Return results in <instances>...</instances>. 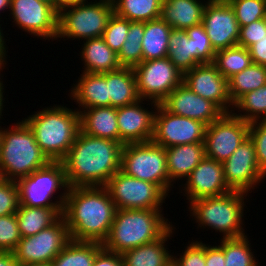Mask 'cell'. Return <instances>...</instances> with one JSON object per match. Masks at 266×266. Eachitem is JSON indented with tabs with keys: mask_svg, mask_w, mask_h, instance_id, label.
Instances as JSON below:
<instances>
[{
	"mask_svg": "<svg viewBox=\"0 0 266 266\" xmlns=\"http://www.w3.org/2000/svg\"><path fill=\"white\" fill-rule=\"evenodd\" d=\"M123 144L79 131L61 161L69 187L105 186L121 170Z\"/></svg>",
	"mask_w": 266,
	"mask_h": 266,
	"instance_id": "obj_1",
	"label": "cell"
},
{
	"mask_svg": "<svg viewBox=\"0 0 266 266\" xmlns=\"http://www.w3.org/2000/svg\"><path fill=\"white\" fill-rule=\"evenodd\" d=\"M116 210L105 186L69 187L62 216L71 240L103 244Z\"/></svg>",
	"mask_w": 266,
	"mask_h": 266,
	"instance_id": "obj_2",
	"label": "cell"
},
{
	"mask_svg": "<svg viewBox=\"0 0 266 266\" xmlns=\"http://www.w3.org/2000/svg\"><path fill=\"white\" fill-rule=\"evenodd\" d=\"M24 121L50 162H61L65 158L80 131L78 110L61 105L34 112L25 117Z\"/></svg>",
	"mask_w": 266,
	"mask_h": 266,
	"instance_id": "obj_3",
	"label": "cell"
},
{
	"mask_svg": "<svg viewBox=\"0 0 266 266\" xmlns=\"http://www.w3.org/2000/svg\"><path fill=\"white\" fill-rule=\"evenodd\" d=\"M158 209H117L103 247L120 253L159 239L171 226Z\"/></svg>",
	"mask_w": 266,
	"mask_h": 266,
	"instance_id": "obj_4",
	"label": "cell"
},
{
	"mask_svg": "<svg viewBox=\"0 0 266 266\" xmlns=\"http://www.w3.org/2000/svg\"><path fill=\"white\" fill-rule=\"evenodd\" d=\"M9 129L3 127L0 167L7 180L17 181L45 167L50 161L38 146L28 124L21 120Z\"/></svg>",
	"mask_w": 266,
	"mask_h": 266,
	"instance_id": "obj_5",
	"label": "cell"
},
{
	"mask_svg": "<svg viewBox=\"0 0 266 266\" xmlns=\"http://www.w3.org/2000/svg\"><path fill=\"white\" fill-rule=\"evenodd\" d=\"M247 194L231 191L221 196L197 199L189 203L190 216L194 217L198 228L211 227L222 233L223 239L245 236L242 218Z\"/></svg>",
	"mask_w": 266,
	"mask_h": 266,
	"instance_id": "obj_6",
	"label": "cell"
},
{
	"mask_svg": "<svg viewBox=\"0 0 266 266\" xmlns=\"http://www.w3.org/2000/svg\"><path fill=\"white\" fill-rule=\"evenodd\" d=\"M112 0L79 1L58 10V38L88 40L102 37L113 14Z\"/></svg>",
	"mask_w": 266,
	"mask_h": 266,
	"instance_id": "obj_7",
	"label": "cell"
},
{
	"mask_svg": "<svg viewBox=\"0 0 266 266\" xmlns=\"http://www.w3.org/2000/svg\"><path fill=\"white\" fill-rule=\"evenodd\" d=\"M20 205L28 207L63 208L68 192L65 169L62 162H49L29 176L16 181ZM64 190L52 202L54 193ZM51 199V200H50ZM59 200V201H58Z\"/></svg>",
	"mask_w": 266,
	"mask_h": 266,
	"instance_id": "obj_8",
	"label": "cell"
},
{
	"mask_svg": "<svg viewBox=\"0 0 266 266\" xmlns=\"http://www.w3.org/2000/svg\"><path fill=\"white\" fill-rule=\"evenodd\" d=\"M121 171L128 176L156 184L168 196L169 174L165 148L162 146L152 141L123 145Z\"/></svg>",
	"mask_w": 266,
	"mask_h": 266,
	"instance_id": "obj_9",
	"label": "cell"
},
{
	"mask_svg": "<svg viewBox=\"0 0 266 266\" xmlns=\"http://www.w3.org/2000/svg\"><path fill=\"white\" fill-rule=\"evenodd\" d=\"M133 70L139 98L148 102L150 99L151 109H156L173 89L183 83V74L168 57L142 61Z\"/></svg>",
	"mask_w": 266,
	"mask_h": 266,
	"instance_id": "obj_10",
	"label": "cell"
},
{
	"mask_svg": "<svg viewBox=\"0 0 266 266\" xmlns=\"http://www.w3.org/2000/svg\"><path fill=\"white\" fill-rule=\"evenodd\" d=\"M117 209H158L167 195L148 181L117 171L105 185Z\"/></svg>",
	"mask_w": 266,
	"mask_h": 266,
	"instance_id": "obj_11",
	"label": "cell"
},
{
	"mask_svg": "<svg viewBox=\"0 0 266 266\" xmlns=\"http://www.w3.org/2000/svg\"><path fill=\"white\" fill-rule=\"evenodd\" d=\"M70 241L69 229L61 215L52 225L39 233L21 237L13 254L19 266L51 262Z\"/></svg>",
	"mask_w": 266,
	"mask_h": 266,
	"instance_id": "obj_12",
	"label": "cell"
},
{
	"mask_svg": "<svg viewBox=\"0 0 266 266\" xmlns=\"http://www.w3.org/2000/svg\"><path fill=\"white\" fill-rule=\"evenodd\" d=\"M249 125L232 113H224L206 127L205 156L221 163L226 161L249 137Z\"/></svg>",
	"mask_w": 266,
	"mask_h": 266,
	"instance_id": "obj_13",
	"label": "cell"
},
{
	"mask_svg": "<svg viewBox=\"0 0 266 266\" xmlns=\"http://www.w3.org/2000/svg\"><path fill=\"white\" fill-rule=\"evenodd\" d=\"M206 125L203 122L177 116L158 104L154 117L152 142L163 148L204 143Z\"/></svg>",
	"mask_w": 266,
	"mask_h": 266,
	"instance_id": "obj_14",
	"label": "cell"
},
{
	"mask_svg": "<svg viewBox=\"0 0 266 266\" xmlns=\"http://www.w3.org/2000/svg\"><path fill=\"white\" fill-rule=\"evenodd\" d=\"M9 12L16 27L41 39L56 40L58 11L41 0H11Z\"/></svg>",
	"mask_w": 266,
	"mask_h": 266,
	"instance_id": "obj_15",
	"label": "cell"
},
{
	"mask_svg": "<svg viewBox=\"0 0 266 266\" xmlns=\"http://www.w3.org/2000/svg\"><path fill=\"white\" fill-rule=\"evenodd\" d=\"M222 165L225 181L232 191L248 193L266 178L259 169L255 147L250 137Z\"/></svg>",
	"mask_w": 266,
	"mask_h": 266,
	"instance_id": "obj_16",
	"label": "cell"
},
{
	"mask_svg": "<svg viewBox=\"0 0 266 266\" xmlns=\"http://www.w3.org/2000/svg\"><path fill=\"white\" fill-rule=\"evenodd\" d=\"M202 25L215 51L237 45L240 26L227 0H208L203 11Z\"/></svg>",
	"mask_w": 266,
	"mask_h": 266,
	"instance_id": "obj_17",
	"label": "cell"
},
{
	"mask_svg": "<svg viewBox=\"0 0 266 266\" xmlns=\"http://www.w3.org/2000/svg\"><path fill=\"white\" fill-rule=\"evenodd\" d=\"M183 84L197 95L215 103L224 113H231L233 103L228 93V80L213 63L198 64L184 73Z\"/></svg>",
	"mask_w": 266,
	"mask_h": 266,
	"instance_id": "obj_18",
	"label": "cell"
},
{
	"mask_svg": "<svg viewBox=\"0 0 266 266\" xmlns=\"http://www.w3.org/2000/svg\"><path fill=\"white\" fill-rule=\"evenodd\" d=\"M185 180L182 190L188 202L221 196L232 191L225 181L222 163L206 156Z\"/></svg>",
	"mask_w": 266,
	"mask_h": 266,
	"instance_id": "obj_19",
	"label": "cell"
},
{
	"mask_svg": "<svg viewBox=\"0 0 266 266\" xmlns=\"http://www.w3.org/2000/svg\"><path fill=\"white\" fill-rule=\"evenodd\" d=\"M161 105L172 114L203 122L206 126L224 114L215 103L197 95L183 83L173 89Z\"/></svg>",
	"mask_w": 266,
	"mask_h": 266,
	"instance_id": "obj_20",
	"label": "cell"
},
{
	"mask_svg": "<svg viewBox=\"0 0 266 266\" xmlns=\"http://www.w3.org/2000/svg\"><path fill=\"white\" fill-rule=\"evenodd\" d=\"M143 100L117 108L119 142L128 143L150 142L154 133V117L156 109L150 111L142 106ZM142 103V104H141Z\"/></svg>",
	"mask_w": 266,
	"mask_h": 266,
	"instance_id": "obj_21",
	"label": "cell"
},
{
	"mask_svg": "<svg viewBox=\"0 0 266 266\" xmlns=\"http://www.w3.org/2000/svg\"><path fill=\"white\" fill-rule=\"evenodd\" d=\"M76 81V85L71 88L70 99L81 106V110L93 107L110 106V97H108L107 72L105 73H87L82 72Z\"/></svg>",
	"mask_w": 266,
	"mask_h": 266,
	"instance_id": "obj_22",
	"label": "cell"
},
{
	"mask_svg": "<svg viewBox=\"0 0 266 266\" xmlns=\"http://www.w3.org/2000/svg\"><path fill=\"white\" fill-rule=\"evenodd\" d=\"M165 153L170 191L174 181L176 182V180L186 179L205 157L204 143H192L168 147L165 148Z\"/></svg>",
	"mask_w": 266,
	"mask_h": 266,
	"instance_id": "obj_23",
	"label": "cell"
},
{
	"mask_svg": "<svg viewBox=\"0 0 266 266\" xmlns=\"http://www.w3.org/2000/svg\"><path fill=\"white\" fill-rule=\"evenodd\" d=\"M172 225L159 239L122 253L124 266H172L173 253L165 245L173 237ZM171 253V254H170Z\"/></svg>",
	"mask_w": 266,
	"mask_h": 266,
	"instance_id": "obj_24",
	"label": "cell"
},
{
	"mask_svg": "<svg viewBox=\"0 0 266 266\" xmlns=\"http://www.w3.org/2000/svg\"><path fill=\"white\" fill-rule=\"evenodd\" d=\"M76 110L80 116L81 132L119 142L116 107H93L85 108L82 111L76 108Z\"/></svg>",
	"mask_w": 266,
	"mask_h": 266,
	"instance_id": "obj_25",
	"label": "cell"
},
{
	"mask_svg": "<svg viewBox=\"0 0 266 266\" xmlns=\"http://www.w3.org/2000/svg\"><path fill=\"white\" fill-rule=\"evenodd\" d=\"M207 1L163 0L161 18L175 29L186 30L189 27L200 25Z\"/></svg>",
	"mask_w": 266,
	"mask_h": 266,
	"instance_id": "obj_26",
	"label": "cell"
},
{
	"mask_svg": "<svg viewBox=\"0 0 266 266\" xmlns=\"http://www.w3.org/2000/svg\"><path fill=\"white\" fill-rule=\"evenodd\" d=\"M80 57L84 64L83 72L105 73L121 67L115 53L102 37L83 41Z\"/></svg>",
	"mask_w": 266,
	"mask_h": 266,
	"instance_id": "obj_27",
	"label": "cell"
},
{
	"mask_svg": "<svg viewBox=\"0 0 266 266\" xmlns=\"http://www.w3.org/2000/svg\"><path fill=\"white\" fill-rule=\"evenodd\" d=\"M107 85L112 107L131 105L140 100L132 67L121 66L114 71L107 72Z\"/></svg>",
	"mask_w": 266,
	"mask_h": 266,
	"instance_id": "obj_28",
	"label": "cell"
},
{
	"mask_svg": "<svg viewBox=\"0 0 266 266\" xmlns=\"http://www.w3.org/2000/svg\"><path fill=\"white\" fill-rule=\"evenodd\" d=\"M171 30L172 28L162 18L144 22L141 43L143 61L168 57Z\"/></svg>",
	"mask_w": 266,
	"mask_h": 266,
	"instance_id": "obj_29",
	"label": "cell"
},
{
	"mask_svg": "<svg viewBox=\"0 0 266 266\" xmlns=\"http://www.w3.org/2000/svg\"><path fill=\"white\" fill-rule=\"evenodd\" d=\"M63 212V208L28 207L19 205L16 214L21 237L39 233L52 225Z\"/></svg>",
	"mask_w": 266,
	"mask_h": 266,
	"instance_id": "obj_30",
	"label": "cell"
},
{
	"mask_svg": "<svg viewBox=\"0 0 266 266\" xmlns=\"http://www.w3.org/2000/svg\"><path fill=\"white\" fill-rule=\"evenodd\" d=\"M168 58L182 73H186L199 63L195 60L193 39L185 29L172 28L168 44Z\"/></svg>",
	"mask_w": 266,
	"mask_h": 266,
	"instance_id": "obj_31",
	"label": "cell"
},
{
	"mask_svg": "<svg viewBox=\"0 0 266 266\" xmlns=\"http://www.w3.org/2000/svg\"><path fill=\"white\" fill-rule=\"evenodd\" d=\"M162 2L163 0H112L115 15L138 22L161 18Z\"/></svg>",
	"mask_w": 266,
	"mask_h": 266,
	"instance_id": "obj_32",
	"label": "cell"
},
{
	"mask_svg": "<svg viewBox=\"0 0 266 266\" xmlns=\"http://www.w3.org/2000/svg\"><path fill=\"white\" fill-rule=\"evenodd\" d=\"M102 247L99 242L71 240L51 261L52 266H93L95 256Z\"/></svg>",
	"mask_w": 266,
	"mask_h": 266,
	"instance_id": "obj_33",
	"label": "cell"
},
{
	"mask_svg": "<svg viewBox=\"0 0 266 266\" xmlns=\"http://www.w3.org/2000/svg\"><path fill=\"white\" fill-rule=\"evenodd\" d=\"M266 84V66L252 63L228 79V93L234 104L242 95Z\"/></svg>",
	"mask_w": 266,
	"mask_h": 266,
	"instance_id": "obj_34",
	"label": "cell"
},
{
	"mask_svg": "<svg viewBox=\"0 0 266 266\" xmlns=\"http://www.w3.org/2000/svg\"><path fill=\"white\" fill-rule=\"evenodd\" d=\"M249 49L235 45L215 52L213 64L217 70L228 80L252 64Z\"/></svg>",
	"mask_w": 266,
	"mask_h": 266,
	"instance_id": "obj_35",
	"label": "cell"
},
{
	"mask_svg": "<svg viewBox=\"0 0 266 266\" xmlns=\"http://www.w3.org/2000/svg\"><path fill=\"white\" fill-rule=\"evenodd\" d=\"M233 109L238 111L235 113ZM231 113L248 123L266 120V84L242 95L233 104Z\"/></svg>",
	"mask_w": 266,
	"mask_h": 266,
	"instance_id": "obj_36",
	"label": "cell"
},
{
	"mask_svg": "<svg viewBox=\"0 0 266 266\" xmlns=\"http://www.w3.org/2000/svg\"><path fill=\"white\" fill-rule=\"evenodd\" d=\"M248 239L246 235L228 239L221 237L219 246L224 252L225 266H259Z\"/></svg>",
	"mask_w": 266,
	"mask_h": 266,
	"instance_id": "obj_37",
	"label": "cell"
},
{
	"mask_svg": "<svg viewBox=\"0 0 266 266\" xmlns=\"http://www.w3.org/2000/svg\"><path fill=\"white\" fill-rule=\"evenodd\" d=\"M144 35V22L131 21L126 41L117 54L122 67H134L143 61L142 38Z\"/></svg>",
	"mask_w": 266,
	"mask_h": 266,
	"instance_id": "obj_38",
	"label": "cell"
},
{
	"mask_svg": "<svg viewBox=\"0 0 266 266\" xmlns=\"http://www.w3.org/2000/svg\"><path fill=\"white\" fill-rule=\"evenodd\" d=\"M233 8L239 26L266 18V0H227Z\"/></svg>",
	"mask_w": 266,
	"mask_h": 266,
	"instance_id": "obj_39",
	"label": "cell"
},
{
	"mask_svg": "<svg viewBox=\"0 0 266 266\" xmlns=\"http://www.w3.org/2000/svg\"><path fill=\"white\" fill-rule=\"evenodd\" d=\"M130 22L131 21L121 18L114 13L107 22L102 38L104 39L105 43L117 54L126 41Z\"/></svg>",
	"mask_w": 266,
	"mask_h": 266,
	"instance_id": "obj_40",
	"label": "cell"
},
{
	"mask_svg": "<svg viewBox=\"0 0 266 266\" xmlns=\"http://www.w3.org/2000/svg\"><path fill=\"white\" fill-rule=\"evenodd\" d=\"M186 32L190 39H193L195 60L199 64L213 63L215 50L202 24L189 27Z\"/></svg>",
	"mask_w": 266,
	"mask_h": 266,
	"instance_id": "obj_41",
	"label": "cell"
},
{
	"mask_svg": "<svg viewBox=\"0 0 266 266\" xmlns=\"http://www.w3.org/2000/svg\"><path fill=\"white\" fill-rule=\"evenodd\" d=\"M20 240L16 214L0 216V252H13Z\"/></svg>",
	"mask_w": 266,
	"mask_h": 266,
	"instance_id": "obj_42",
	"label": "cell"
},
{
	"mask_svg": "<svg viewBox=\"0 0 266 266\" xmlns=\"http://www.w3.org/2000/svg\"><path fill=\"white\" fill-rule=\"evenodd\" d=\"M249 137L255 147L259 169L266 175V120L250 123Z\"/></svg>",
	"mask_w": 266,
	"mask_h": 266,
	"instance_id": "obj_43",
	"label": "cell"
},
{
	"mask_svg": "<svg viewBox=\"0 0 266 266\" xmlns=\"http://www.w3.org/2000/svg\"><path fill=\"white\" fill-rule=\"evenodd\" d=\"M177 256L173 255V266H206L205 243L193 240L184 252Z\"/></svg>",
	"mask_w": 266,
	"mask_h": 266,
	"instance_id": "obj_44",
	"label": "cell"
},
{
	"mask_svg": "<svg viewBox=\"0 0 266 266\" xmlns=\"http://www.w3.org/2000/svg\"><path fill=\"white\" fill-rule=\"evenodd\" d=\"M20 205L16 181L8 180L0 186V216L15 214Z\"/></svg>",
	"mask_w": 266,
	"mask_h": 266,
	"instance_id": "obj_45",
	"label": "cell"
},
{
	"mask_svg": "<svg viewBox=\"0 0 266 266\" xmlns=\"http://www.w3.org/2000/svg\"><path fill=\"white\" fill-rule=\"evenodd\" d=\"M266 35V18L240 27L237 45L249 48L259 38Z\"/></svg>",
	"mask_w": 266,
	"mask_h": 266,
	"instance_id": "obj_46",
	"label": "cell"
},
{
	"mask_svg": "<svg viewBox=\"0 0 266 266\" xmlns=\"http://www.w3.org/2000/svg\"><path fill=\"white\" fill-rule=\"evenodd\" d=\"M93 266H124L122 254L102 247L96 254Z\"/></svg>",
	"mask_w": 266,
	"mask_h": 266,
	"instance_id": "obj_47",
	"label": "cell"
},
{
	"mask_svg": "<svg viewBox=\"0 0 266 266\" xmlns=\"http://www.w3.org/2000/svg\"><path fill=\"white\" fill-rule=\"evenodd\" d=\"M206 266H225V256L219 245L211 246L205 244Z\"/></svg>",
	"mask_w": 266,
	"mask_h": 266,
	"instance_id": "obj_48",
	"label": "cell"
},
{
	"mask_svg": "<svg viewBox=\"0 0 266 266\" xmlns=\"http://www.w3.org/2000/svg\"><path fill=\"white\" fill-rule=\"evenodd\" d=\"M248 49L253 63L266 66V35L259 38Z\"/></svg>",
	"mask_w": 266,
	"mask_h": 266,
	"instance_id": "obj_49",
	"label": "cell"
},
{
	"mask_svg": "<svg viewBox=\"0 0 266 266\" xmlns=\"http://www.w3.org/2000/svg\"><path fill=\"white\" fill-rule=\"evenodd\" d=\"M0 266H19L13 252H0Z\"/></svg>",
	"mask_w": 266,
	"mask_h": 266,
	"instance_id": "obj_50",
	"label": "cell"
},
{
	"mask_svg": "<svg viewBox=\"0 0 266 266\" xmlns=\"http://www.w3.org/2000/svg\"><path fill=\"white\" fill-rule=\"evenodd\" d=\"M1 24H0V56L6 61V56H8L6 53L8 51H6V39H4V34H3V30L1 28Z\"/></svg>",
	"mask_w": 266,
	"mask_h": 266,
	"instance_id": "obj_51",
	"label": "cell"
},
{
	"mask_svg": "<svg viewBox=\"0 0 266 266\" xmlns=\"http://www.w3.org/2000/svg\"><path fill=\"white\" fill-rule=\"evenodd\" d=\"M4 90V85H3V82H2V78H0V118L2 115V112H3V102L5 101V98H4V94H3V91Z\"/></svg>",
	"mask_w": 266,
	"mask_h": 266,
	"instance_id": "obj_52",
	"label": "cell"
},
{
	"mask_svg": "<svg viewBox=\"0 0 266 266\" xmlns=\"http://www.w3.org/2000/svg\"><path fill=\"white\" fill-rule=\"evenodd\" d=\"M11 0H0V11H4L5 9L9 11ZM1 13V12H0Z\"/></svg>",
	"mask_w": 266,
	"mask_h": 266,
	"instance_id": "obj_53",
	"label": "cell"
},
{
	"mask_svg": "<svg viewBox=\"0 0 266 266\" xmlns=\"http://www.w3.org/2000/svg\"><path fill=\"white\" fill-rule=\"evenodd\" d=\"M79 1H85V0H57V11L60 9L62 5Z\"/></svg>",
	"mask_w": 266,
	"mask_h": 266,
	"instance_id": "obj_54",
	"label": "cell"
},
{
	"mask_svg": "<svg viewBox=\"0 0 266 266\" xmlns=\"http://www.w3.org/2000/svg\"><path fill=\"white\" fill-rule=\"evenodd\" d=\"M21 266H52L51 262H42V263H28Z\"/></svg>",
	"mask_w": 266,
	"mask_h": 266,
	"instance_id": "obj_55",
	"label": "cell"
},
{
	"mask_svg": "<svg viewBox=\"0 0 266 266\" xmlns=\"http://www.w3.org/2000/svg\"><path fill=\"white\" fill-rule=\"evenodd\" d=\"M8 180L5 176L4 170L0 167V186L6 183Z\"/></svg>",
	"mask_w": 266,
	"mask_h": 266,
	"instance_id": "obj_56",
	"label": "cell"
},
{
	"mask_svg": "<svg viewBox=\"0 0 266 266\" xmlns=\"http://www.w3.org/2000/svg\"><path fill=\"white\" fill-rule=\"evenodd\" d=\"M41 1H44L48 4H50L51 6H53L57 10V0H41Z\"/></svg>",
	"mask_w": 266,
	"mask_h": 266,
	"instance_id": "obj_57",
	"label": "cell"
},
{
	"mask_svg": "<svg viewBox=\"0 0 266 266\" xmlns=\"http://www.w3.org/2000/svg\"><path fill=\"white\" fill-rule=\"evenodd\" d=\"M7 61H5L1 56H0V71H3L2 69H4L5 64ZM1 76V73H0Z\"/></svg>",
	"mask_w": 266,
	"mask_h": 266,
	"instance_id": "obj_58",
	"label": "cell"
},
{
	"mask_svg": "<svg viewBox=\"0 0 266 266\" xmlns=\"http://www.w3.org/2000/svg\"><path fill=\"white\" fill-rule=\"evenodd\" d=\"M2 132H3V128L0 126V144H1Z\"/></svg>",
	"mask_w": 266,
	"mask_h": 266,
	"instance_id": "obj_59",
	"label": "cell"
}]
</instances>
